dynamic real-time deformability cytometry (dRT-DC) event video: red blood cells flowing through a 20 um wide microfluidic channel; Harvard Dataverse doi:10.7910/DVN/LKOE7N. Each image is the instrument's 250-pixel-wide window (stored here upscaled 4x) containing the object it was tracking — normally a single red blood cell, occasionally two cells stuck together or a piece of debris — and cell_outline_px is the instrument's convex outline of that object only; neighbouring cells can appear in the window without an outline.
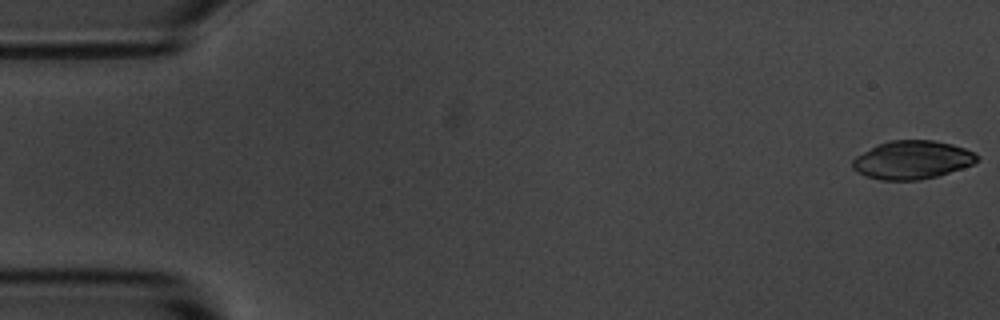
{"species": "common noctule bat (a hibernating species)", "species_latin": "Nyctalus noctula", "temperature_condition": "room temperature", "stored_images_in_passage": 5, "camera_frame_rate_fps": 3000, "um_per_image_px": 0.085, "animal": {"sex": "male", "body_mass_g": 20.1, "forearm_length_mm": 53.5}, "frame": {"image": 1, "passage_image": 1, "time_ms": 0.0, "image_size_px": [1000, 320], "cell_outline_px": [[980, 160], [972, 164], [936, 176], [916, 180], [880, 180], [864, 176], [856, 172], [852, 168], [852, 160], [856, 156], [876, 144], [892, 140], [932, 140], [952, 144], [964, 148], [980, 156]], "centroid_in_image_um": [77.49, 13.59], "position_along_channel_um": 7.5, "area_um2": 27.8}}